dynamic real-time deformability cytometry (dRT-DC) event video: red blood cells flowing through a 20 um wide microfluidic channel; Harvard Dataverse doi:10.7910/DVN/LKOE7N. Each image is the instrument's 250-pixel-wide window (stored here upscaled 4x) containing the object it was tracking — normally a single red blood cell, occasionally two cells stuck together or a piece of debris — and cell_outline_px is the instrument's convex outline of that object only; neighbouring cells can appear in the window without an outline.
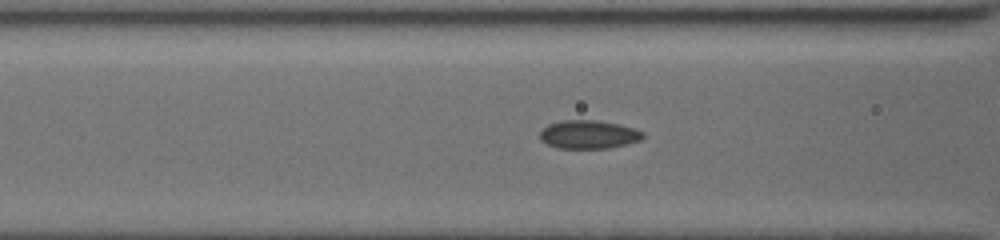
{"species": "common noctule bat (a hibernating species)", "species_latin": "Nyctalus noctula", "temperature_condition": "cold", "stored_images_in_passage": 24, "camera_frame_rate_fps": 3000, "um_per_image_px": 0.085, "animal": {"sex": "female", "body_mass_g": 19.5, "forearm_length_mm": 54.1}, "frame": {"image": 1, "passage_image": 20, "time_ms": 8.0, "image_size_px": [1000, 240], "cell_outline_px": [[644, 136], [640, 140], [628, 144], [608, 148], [556, 148], [540, 140], [540, 132], [548, 124], [560, 120], [596, 120], [616, 124], [632, 128], [644, 132]], "centroid_in_image_um": [50.01, 11.43], "position_along_channel_um": 116.6, "area_um2": 16.99}}
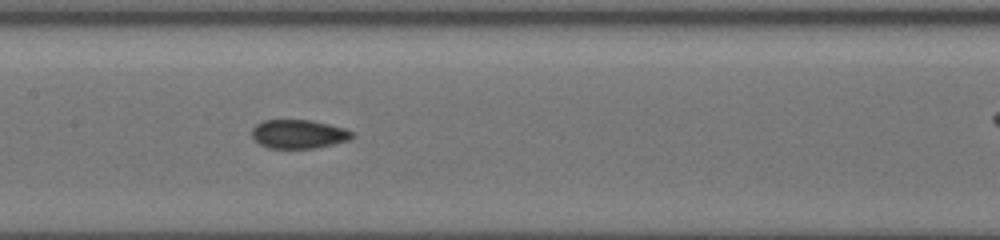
{"frame": {"image": 2, "passage_image": 23, "time_ms": 9.667, "image_size_px": [1000, 240], "cell_outline_px": [[352, 136], [348, 140], [316, 148], [268, 148], [260, 144], [252, 136], [252, 128], [256, 124], [264, 120], [308, 120], [328, 124], [344, 128], [352, 132]], "centroid_in_image_um": [25.34, 11.39], "position_along_channel_um": 182.1, "area_um2": 16.59}}